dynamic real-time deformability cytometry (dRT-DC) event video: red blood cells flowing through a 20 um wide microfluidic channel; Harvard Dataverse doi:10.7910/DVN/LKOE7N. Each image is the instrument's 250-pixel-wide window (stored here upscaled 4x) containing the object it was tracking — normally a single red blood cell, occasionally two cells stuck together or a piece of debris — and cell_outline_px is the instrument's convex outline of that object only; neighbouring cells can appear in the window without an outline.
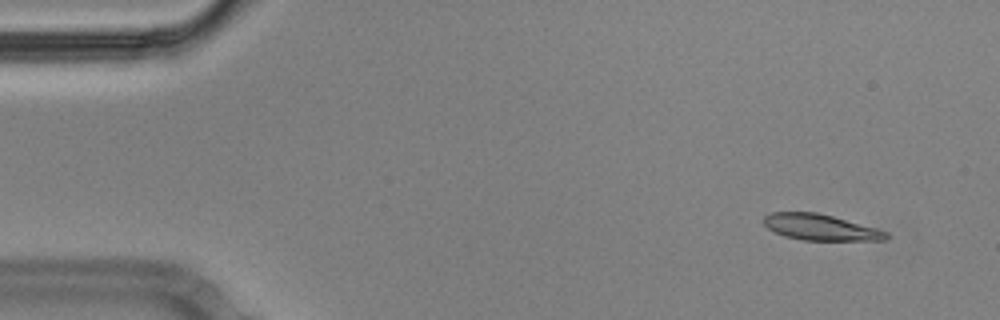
{"species": "Egyptian fruit bat (a non-hibernating species)", "species_latin": "Rousettus aegyptiacus", "temperature_condition": "cold", "stored_images_in_passage": 54, "camera_frame_rate_fps": 3000, "um_per_image_px": 0.085, "animal": {"sex": "male"}, "frame": {"image": 1, "passage_image": 2, "time_ms": 0.333, "image_size_px": [1000, 320], "cell_outline_px": [[892, 236], [888, 240], [804, 240], [784, 236], [768, 228], [764, 224], [764, 216], [772, 212], [816, 212], [832, 216], [876, 228], [888, 232]], "centroid_in_image_um": [69.77, 19.32], "position_along_channel_um": 15.2, "area_um2": 18.5}}
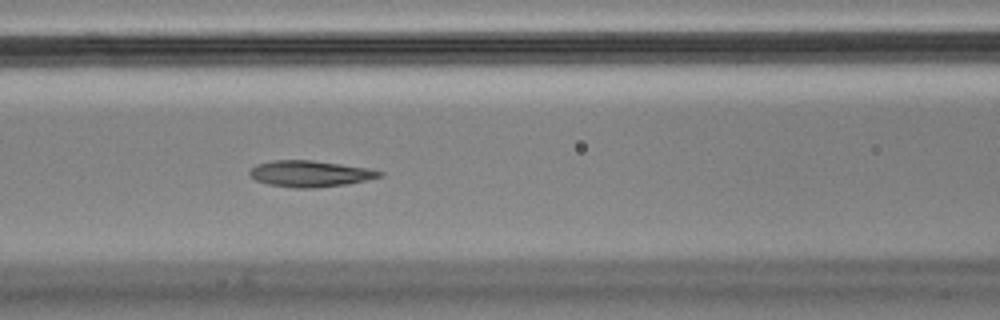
{"frame": {"image": 2, "passage_image": 21, "time_ms": 6.667, "image_size_px": [1000, 320], "cell_outline_px": [[384, 176], [344, 184], [316, 188], [296, 188], [268, 184], [256, 180], [248, 172], [256, 164], [272, 160], [312, 160], [368, 168], [384, 172]], "centroid_in_image_um": [26.35, 14.76], "position_along_channel_um": 140.3, "area_um2": 19.71}}
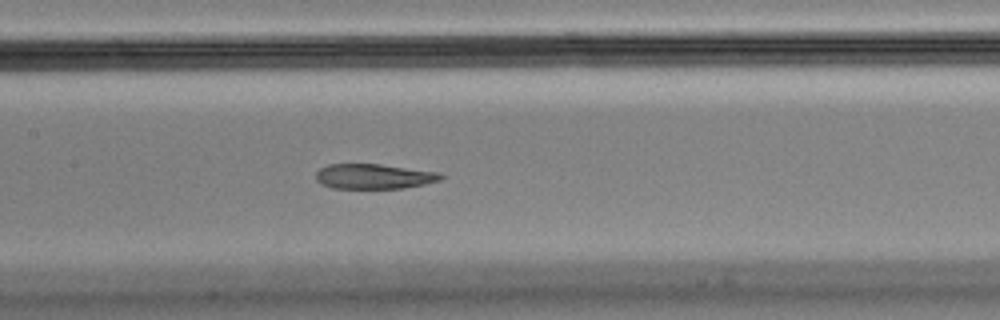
{"frame": {"image": 3, "passage_image": 24, "time_ms": 7.667, "image_size_px": [1000, 320], "cell_outline_px": [[444, 176], [440, 180], [424, 184], [404, 188], [332, 188], [320, 184], [316, 180], [316, 172], [320, 168], [328, 164], [380, 164], [440, 172]], "centroid_in_image_um": [31.77, 14.99], "position_along_channel_um": 175.6, "area_um2": 18.26}, "authors_computed_cell_mechanics": {"area_um2": 19.8832, "velocity_mm_per_s": 3.5407, "shape_relaxation_time_tau1_ms": null, "shape_relaxation_time_tau2_ms": 2.8829, "deformation_change_tau1": null, "deformation_change_tau2": 0.08}}